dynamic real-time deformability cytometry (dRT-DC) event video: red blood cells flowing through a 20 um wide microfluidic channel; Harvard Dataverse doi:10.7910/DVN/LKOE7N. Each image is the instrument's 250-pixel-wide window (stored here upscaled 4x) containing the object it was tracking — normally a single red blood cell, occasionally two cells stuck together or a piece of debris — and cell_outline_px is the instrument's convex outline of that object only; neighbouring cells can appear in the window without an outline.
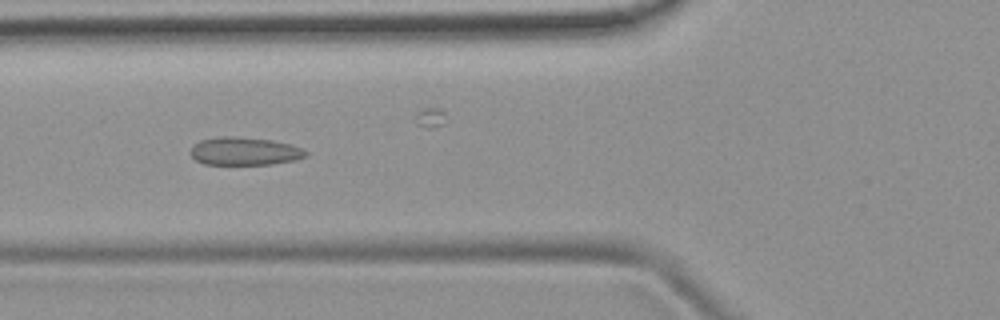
{"species": "common noctule bat (a hibernating species)", "species_latin": "Nyctalus noctula", "temperature_condition": "room temperature", "stored_images_in_passage": 52, "camera_frame_rate_fps": 3000, "um_per_image_px": 0.085, "animal": {"sex": "female", "body_mass_g": 19.9}, "frame": {"image": 1, "passage_image": 19, "time_ms": 6.0, "image_size_px": [1000, 320], "cell_outline_px": [[308, 156], [296, 160], [272, 164], [204, 164], [196, 160], [188, 152], [200, 140], [220, 136], [232, 136], [272, 140], [288, 144], [300, 148], [308, 152]], "centroid_in_image_um": [20.78, 12.86], "position_along_channel_um": 105.0, "area_um2": 18.73}}
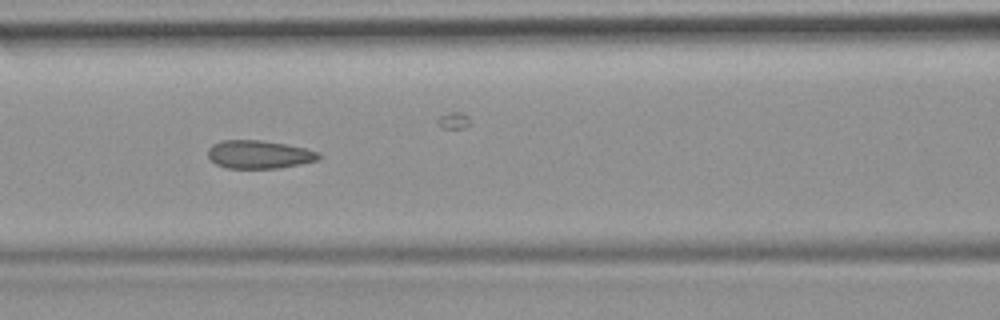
{"frame": {"image": 2, "passage_image": 22, "time_ms": 7.0, "image_size_px": [1000, 320], "cell_outline_px": [[324, 156], [320, 160], [280, 168], [228, 168], [216, 164], [208, 156], [208, 148], [212, 144], [224, 140], [260, 140], [284, 144], [304, 148], [320, 152]], "centroid_in_image_um": [22.07, 13.13], "position_along_channel_um": 144.5, "area_um2": 18.26}}
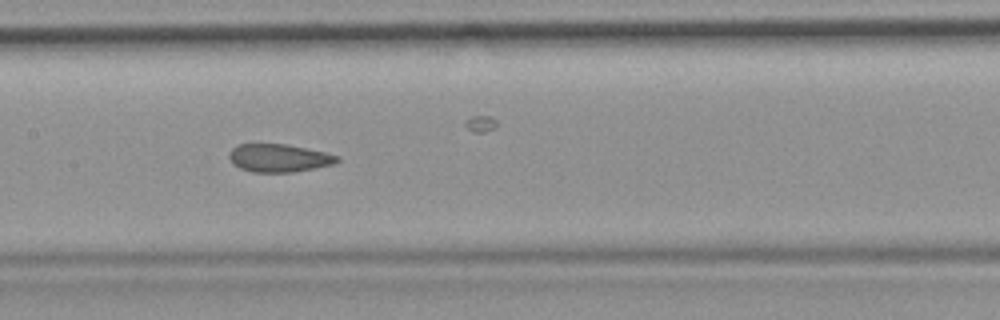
{"frame": {"image": 3, "passage_image": 25, "time_ms": 8.0, "image_size_px": [1000, 320], "cell_outline_px": [[340, 160], [332, 164], [292, 172], [252, 172], [240, 168], [232, 164], [228, 156], [232, 148], [236, 144], [284, 144], [324, 152], [340, 156]], "centroid_in_image_um": [23.66, 13.43], "position_along_channel_um": 183.7, "area_um2": 17.46}, "authors_computed_cell_mechanics": {"area_um2": 18.6116, "velocity_mm_per_s": 3.9355, "shape_relaxation_time_tau1_ms": null, "shape_relaxation_time_tau2_ms": 1.6456, "deformation_change_tau1": null, "deformation_change_tau2": 0.0782}}